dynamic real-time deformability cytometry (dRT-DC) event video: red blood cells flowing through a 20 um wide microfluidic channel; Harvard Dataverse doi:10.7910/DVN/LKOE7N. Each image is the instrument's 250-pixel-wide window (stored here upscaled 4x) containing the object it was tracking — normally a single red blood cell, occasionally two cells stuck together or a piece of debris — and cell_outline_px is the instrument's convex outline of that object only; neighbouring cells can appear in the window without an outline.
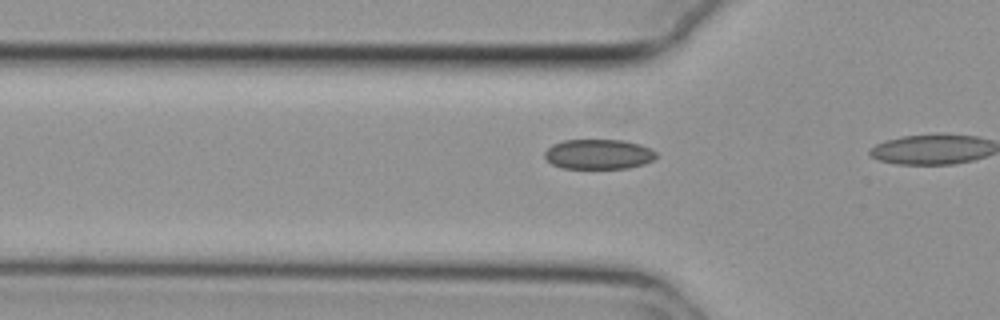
{"species": "common noctule bat (a hibernating species)", "species_latin": "Nyctalus noctula", "temperature_condition": "cold", "stored_images_in_passage": 4, "camera_frame_rate_fps": 3000, "um_per_image_px": 0.085, "animal": {"sex": "female", "body_mass_g": 29.2, "forearm_length_mm": 56.3}, "frame": {"image": 1, "passage_image": 3, "time_ms": 0.667, "image_size_px": [1000, 320], "cell_outline_px": [[656, 156], [652, 160], [644, 164], [628, 168], [560, 168], [552, 164], [544, 156], [544, 152], [552, 144], [564, 140], [624, 140], [640, 144], [656, 152]], "centroid_in_image_um": [50.85, 13.1], "position_along_channel_um": 74.9, "area_um2": 19.42}}